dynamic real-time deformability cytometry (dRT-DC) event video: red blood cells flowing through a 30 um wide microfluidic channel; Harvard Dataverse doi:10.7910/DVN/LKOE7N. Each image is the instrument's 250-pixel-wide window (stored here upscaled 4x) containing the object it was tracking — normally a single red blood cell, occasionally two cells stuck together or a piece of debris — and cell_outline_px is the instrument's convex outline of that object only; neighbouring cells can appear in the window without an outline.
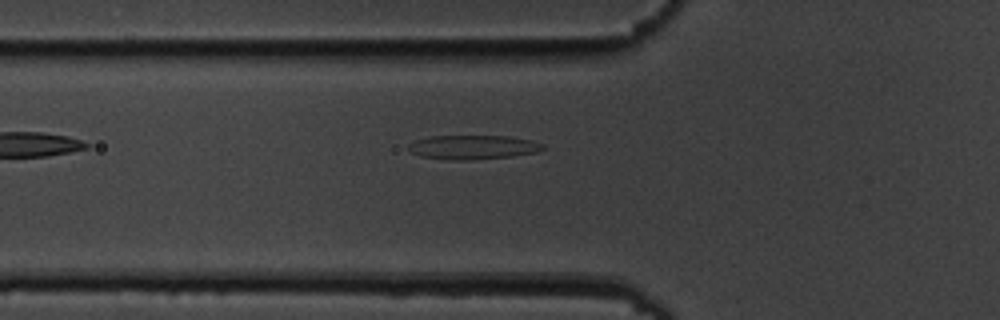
{"species": "common noctule bat (a hibernating species)", "species_latin": "Nyctalus noctula", "temperature_condition": "cold", "stored_images_in_passage": 4, "camera_frame_rate_fps": 3000, "um_per_image_px": 0.085, "animal": {"sex": "male", "body_mass_g": 19.5, "forearm_length_mm": 54.6}, "frame": {"image": 1, "passage_image": 4, "time_ms": 4.667, "image_size_px": [1000, 320], "cell_outline_px": [[544, 148], [536, 152], [512, 156], [468, 160], [448, 160], [420, 156], [412, 152], [408, 148], [408, 144], [416, 140], [432, 136], [508, 136], [532, 140], [544, 144]], "centroid_in_image_um": [40.2, 12.51], "position_along_channel_um": 85.6, "area_um2": 18.84}}